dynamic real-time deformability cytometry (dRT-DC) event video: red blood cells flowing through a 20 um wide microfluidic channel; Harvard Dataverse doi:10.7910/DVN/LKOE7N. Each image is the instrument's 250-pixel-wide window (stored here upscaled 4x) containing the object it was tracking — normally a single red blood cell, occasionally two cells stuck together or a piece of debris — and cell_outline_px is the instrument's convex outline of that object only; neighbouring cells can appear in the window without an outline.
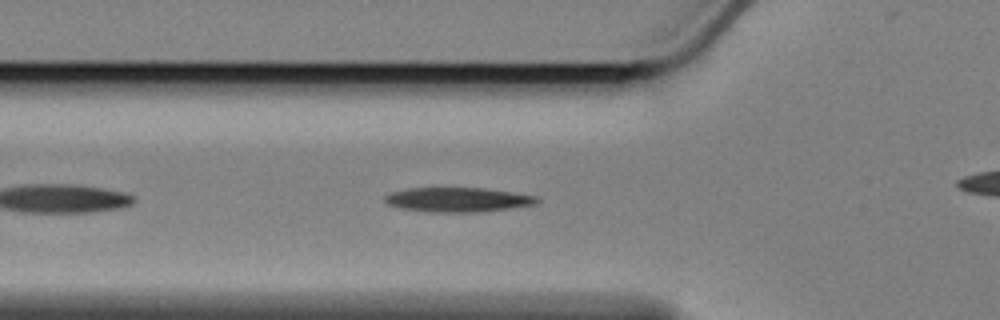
{"species": "Egyptian fruit bat (a non-hibernating species)", "species_latin": "Rousettus aegyptiacus", "temperature_condition": "cold", "stored_images_in_passage": 47, "camera_frame_rate_fps": 3000, "um_per_image_px": 0.085, "animal": {"sex": "female"}, "frame": {"image": 1, "passage_image": 7, "time_ms": 2.0, "image_size_px": [1000, 320], "cell_outline_px": [[540, 200], [536, 204], [512, 208], [476, 212], [432, 212], [396, 208], [384, 204], [384, 196], [392, 192], [408, 188], [480, 188], [512, 192], [536, 196]], "centroid_in_image_um": [38.85, 16.98], "position_along_channel_um": 86.9, "area_um2": 21.79}}
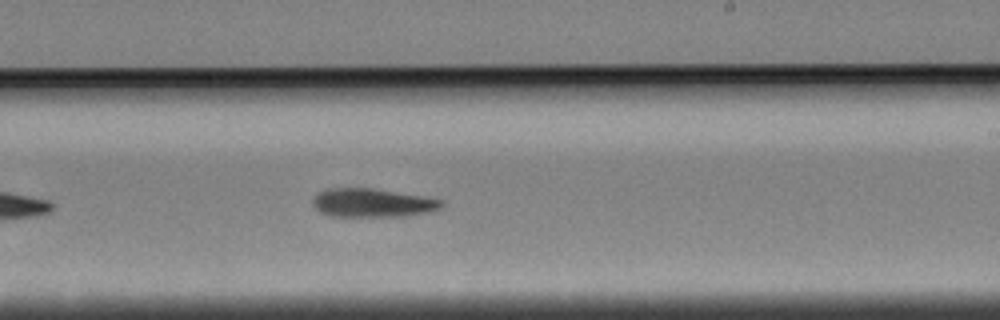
{"frame": {"image": 2, "passage_image": 22, "time_ms": 7.0, "image_size_px": [1000, 320], "cell_outline_px": [[444, 204], [440, 208], [408, 216], [328, 216], [320, 212], [312, 204], [312, 200], [324, 188], [372, 188], [424, 196], [444, 200]], "centroid_in_image_um": [31.64, 17.23], "position_along_channel_um": 257.4, "area_um2": 21.44}}
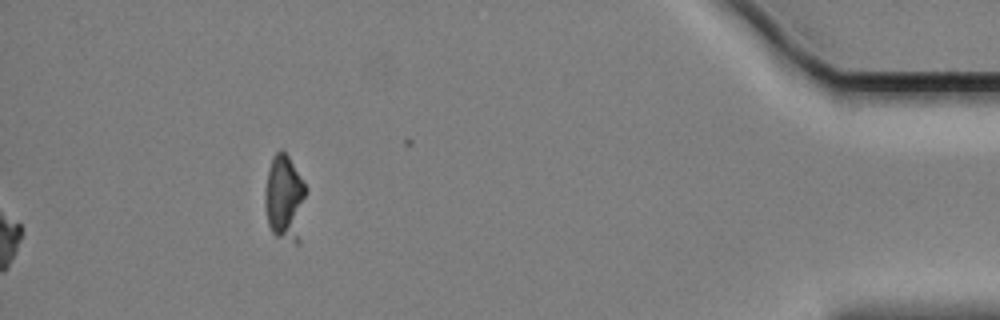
{"frame": {"image": 3, "passage_image": 47, "time_ms": 15.333, "image_size_px": [1000, 320], "cell_outline_px": [[308, 192], [300, 244], [296, 244], [276, 236], [272, 232], [268, 224], [264, 204], [264, 188], [268, 168], [272, 156], [280, 148], [288, 156], [308, 188]], "centroid_in_image_um": [24.23, 16.87], "position_along_channel_um": 411.0, "area_um2": 21.62}, "authors_computed_cell_mechanics": {"area_um2": 21.6172, "velocity_mm_per_s": 3.3955, "shape_relaxation_time_tau1_ms": 2.9839, "shape_relaxation_time_tau2_ms": null, "deformation_change_tau1": 0.1085, "deformation_change_tau2": null}}